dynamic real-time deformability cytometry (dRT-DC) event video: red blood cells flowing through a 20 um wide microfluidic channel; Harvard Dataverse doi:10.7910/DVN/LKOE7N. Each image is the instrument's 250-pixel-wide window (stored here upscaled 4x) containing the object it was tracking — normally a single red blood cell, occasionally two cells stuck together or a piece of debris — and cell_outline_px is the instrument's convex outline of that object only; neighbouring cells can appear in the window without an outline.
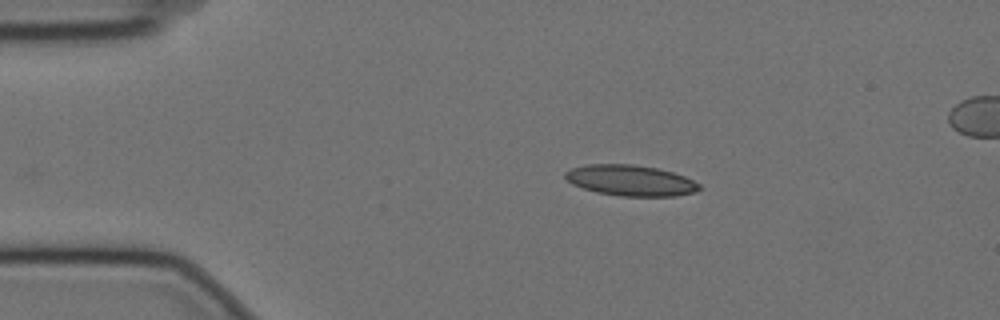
{"species": "Egyptian fruit bat (a non-hibernating species)", "species_latin": "Rousettus aegyptiacus", "temperature_condition": "cold", "stored_images_in_passage": 39, "camera_frame_rate_fps": 3000, "um_per_image_px": 0.085, "animal": {"sex": "female"}, "frame": {"image": 1, "passage_image": 1, "time_ms": 0.0, "image_size_px": [1000, 320], "cell_outline_px": [[704, 188], [696, 192], [676, 196], [620, 196], [596, 192], [572, 184], [564, 176], [564, 172], [572, 168], [588, 164], [632, 164], [656, 168], [672, 172], [684, 176], [700, 184]], "centroid_in_image_um": [53.62, 15.34], "position_along_channel_um": 31.4, "area_um2": 24.1}}
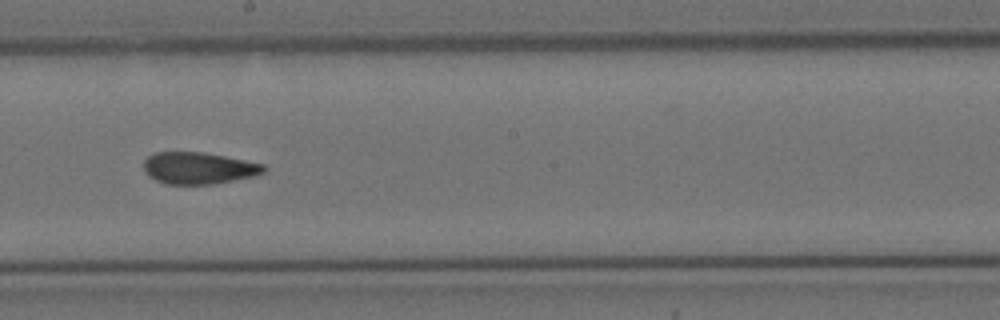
{"frame": {"image": 2, "passage_image": 22, "time_ms": 7.0, "image_size_px": [1000, 320], "cell_outline_px": [[268, 168], [264, 172], [256, 176], [212, 184], [164, 184], [148, 176], [144, 172], [144, 160], [148, 156], [156, 152], [204, 152], [264, 164]], "centroid_in_image_um": [16.88, 14.29], "position_along_channel_um": 231.3, "area_um2": 22.37}}
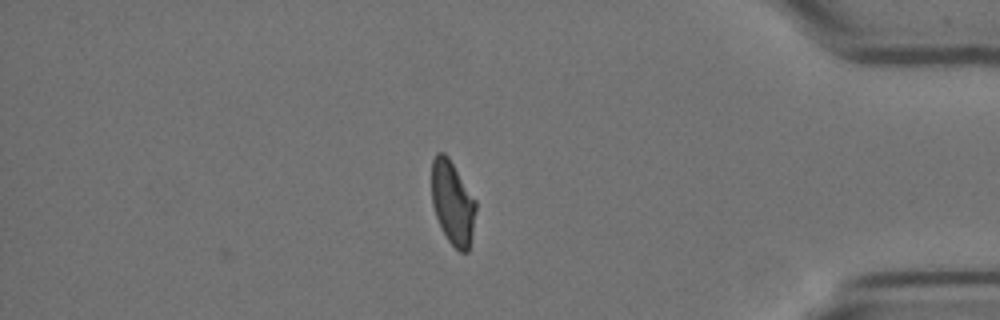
{"frame": {"image": 3, "passage_image": 39, "time_ms": 12.667, "image_size_px": [1000, 320], "cell_outline_px": [[476, 208], [472, 232], [468, 252], [460, 252], [448, 240], [440, 228], [432, 204], [432, 160], [436, 152], [444, 152], [448, 156], [476, 200]], "centroid_in_image_um": [38.46, 17.22], "position_along_channel_um": 396.7, "area_um2": 21.5}, "authors_computed_cell_mechanics": {"area_um2": 23.0622, "velocity_mm_per_s": 3.5096, "shape_relaxation_time_tau1_ms": null, "shape_relaxation_time_tau2_ms": 2.4216, "deformation_change_tau1": null, "deformation_change_tau2": 0.099}}